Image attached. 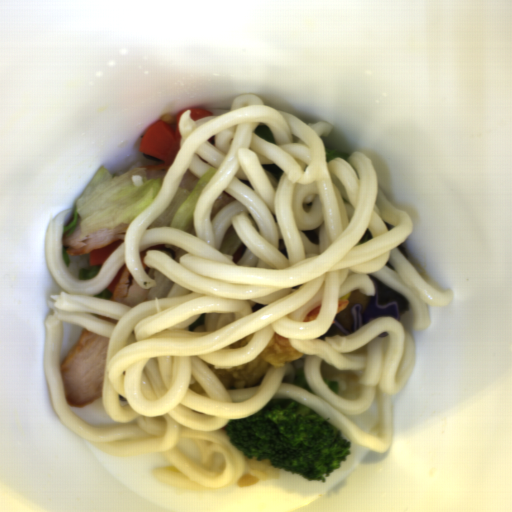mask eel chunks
<instances>
[{
    "instance_id": "eel-chunks-1",
    "label": "eel chunks",
    "mask_w": 512,
    "mask_h": 512,
    "mask_svg": "<svg viewBox=\"0 0 512 512\" xmlns=\"http://www.w3.org/2000/svg\"><path fill=\"white\" fill-rule=\"evenodd\" d=\"M368 276L371 279L375 289L378 291L379 304L383 306L388 303H396L399 318L409 311L411 307L410 302L400 292L388 287L378 276L370 274Z\"/></svg>"
},
{
    "instance_id": "eel-chunks-2",
    "label": "eel chunks",
    "mask_w": 512,
    "mask_h": 512,
    "mask_svg": "<svg viewBox=\"0 0 512 512\" xmlns=\"http://www.w3.org/2000/svg\"><path fill=\"white\" fill-rule=\"evenodd\" d=\"M370 296H367L364 291L355 290L353 291L349 298L350 301L347 308L343 311L336 313L335 318L340 322V324L348 330L351 334L353 333V313L352 309L355 305H361L363 309V313L368 305Z\"/></svg>"
},
{
    "instance_id": "eel-chunks-6",
    "label": "eel chunks",
    "mask_w": 512,
    "mask_h": 512,
    "mask_svg": "<svg viewBox=\"0 0 512 512\" xmlns=\"http://www.w3.org/2000/svg\"><path fill=\"white\" fill-rule=\"evenodd\" d=\"M371 239H373V235H372L371 231L366 228L362 238L359 240V242L357 243L356 246H359V245H361V244H363V243H365V242H367V241H369Z\"/></svg>"
},
{
    "instance_id": "eel-chunks-3",
    "label": "eel chunks",
    "mask_w": 512,
    "mask_h": 512,
    "mask_svg": "<svg viewBox=\"0 0 512 512\" xmlns=\"http://www.w3.org/2000/svg\"><path fill=\"white\" fill-rule=\"evenodd\" d=\"M336 335H339L341 337H344V336H347L346 334H344L339 328H337L333 322L331 324V326L329 327V329L324 333L322 334L321 336H319L318 338L316 339H321V340H324L326 339V337H333V336H336Z\"/></svg>"
},
{
    "instance_id": "eel-chunks-8",
    "label": "eel chunks",
    "mask_w": 512,
    "mask_h": 512,
    "mask_svg": "<svg viewBox=\"0 0 512 512\" xmlns=\"http://www.w3.org/2000/svg\"><path fill=\"white\" fill-rule=\"evenodd\" d=\"M386 228H387V231H390L392 228H394L395 226H393L392 224L388 223L387 221H383Z\"/></svg>"
},
{
    "instance_id": "eel-chunks-7",
    "label": "eel chunks",
    "mask_w": 512,
    "mask_h": 512,
    "mask_svg": "<svg viewBox=\"0 0 512 512\" xmlns=\"http://www.w3.org/2000/svg\"><path fill=\"white\" fill-rule=\"evenodd\" d=\"M396 248H397L398 252L401 253L402 255H404L406 257V259L408 260V256H407V254H406V252L404 250V247H403L402 243L398 247H396Z\"/></svg>"
},
{
    "instance_id": "eel-chunks-4",
    "label": "eel chunks",
    "mask_w": 512,
    "mask_h": 512,
    "mask_svg": "<svg viewBox=\"0 0 512 512\" xmlns=\"http://www.w3.org/2000/svg\"><path fill=\"white\" fill-rule=\"evenodd\" d=\"M311 243L319 245V229L313 231L301 230Z\"/></svg>"
},
{
    "instance_id": "eel-chunks-5",
    "label": "eel chunks",
    "mask_w": 512,
    "mask_h": 512,
    "mask_svg": "<svg viewBox=\"0 0 512 512\" xmlns=\"http://www.w3.org/2000/svg\"><path fill=\"white\" fill-rule=\"evenodd\" d=\"M277 250L288 260L289 252L286 250V243H284L283 239H278Z\"/></svg>"
}]
</instances>
